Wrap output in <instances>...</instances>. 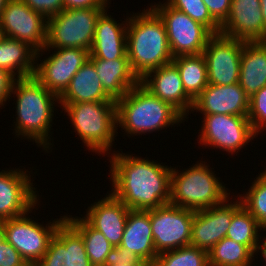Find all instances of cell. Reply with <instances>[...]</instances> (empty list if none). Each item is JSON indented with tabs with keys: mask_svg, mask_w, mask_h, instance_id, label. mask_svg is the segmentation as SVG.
I'll return each mask as SVG.
<instances>
[{
	"mask_svg": "<svg viewBox=\"0 0 266 266\" xmlns=\"http://www.w3.org/2000/svg\"><path fill=\"white\" fill-rule=\"evenodd\" d=\"M111 155L110 192L126 207L149 210L170 202L171 166L120 151Z\"/></svg>",
	"mask_w": 266,
	"mask_h": 266,
	"instance_id": "1",
	"label": "cell"
},
{
	"mask_svg": "<svg viewBox=\"0 0 266 266\" xmlns=\"http://www.w3.org/2000/svg\"><path fill=\"white\" fill-rule=\"evenodd\" d=\"M12 94H16L17 97L15 135L21 136V139L33 140L49 153L48 150H51L50 145H52L49 133L54 117V106L56 102L59 104V97L50 92L34 76L16 79Z\"/></svg>",
	"mask_w": 266,
	"mask_h": 266,
	"instance_id": "2",
	"label": "cell"
},
{
	"mask_svg": "<svg viewBox=\"0 0 266 266\" xmlns=\"http://www.w3.org/2000/svg\"><path fill=\"white\" fill-rule=\"evenodd\" d=\"M127 56L139 80L173 60L164 22L151 7L128 16Z\"/></svg>",
	"mask_w": 266,
	"mask_h": 266,
	"instance_id": "3",
	"label": "cell"
},
{
	"mask_svg": "<svg viewBox=\"0 0 266 266\" xmlns=\"http://www.w3.org/2000/svg\"><path fill=\"white\" fill-rule=\"evenodd\" d=\"M117 125L128 137L178 125L185 118L169 103L154 96L140 82L116 101Z\"/></svg>",
	"mask_w": 266,
	"mask_h": 266,
	"instance_id": "4",
	"label": "cell"
},
{
	"mask_svg": "<svg viewBox=\"0 0 266 266\" xmlns=\"http://www.w3.org/2000/svg\"><path fill=\"white\" fill-rule=\"evenodd\" d=\"M209 167L205 161H197L185 171L172 168L169 203L199 211L222 204L230 198L229 189L212 172L214 168Z\"/></svg>",
	"mask_w": 266,
	"mask_h": 266,
	"instance_id": "5",
	"label": "cell"
},
{
	"mask_svg": "<svg viewBox=\"0 0 266 266\" xmlns=\"http://www.w3.org/2000/svg\"><path fill=\"white\" fill-rule=\"evenodd\" d=\"M89 151L110 154L117 135L116 101L59 103ZM111 150V151H110ZM109 151V152H108ZM101 153V154H100Z\"/></svg>",
	"mask_w": 266,
	"mask_h": 266,
	"instance_id": "6",
	"label": "cell"
},
{
	"mask_svg": "<svg viewBox=\"0 0 266 266\" xmlns=\"http://www.w3.org/2000/svg\"><path fill=\"white\" fill-rule=\"evenodd\" d=\"M105 9H63L47 19L44 51L81 48L90 52L97 18ZM50 48V49H49Z\"/></svg>",
	"mask_w": 266,
	"mask_h": 266,
	"instance_id": "7",
	"label": "cell"
},
{
	"mask_svg": "<svg viewBox=\"0 0 266 266\" xmlns=\"http://www.w3.org/2000/svg\"><path fill=\"white\" fill-rule=\"evenodd\" d=\"M150 7L164 22L173 58L203 53L207 41L213 35L206 26L166 2L155 3Z\"/></svg>",
	"mask_w": 266,
	"mask_h": 266,
	"instance_id": "8",
	"label": "cell"
},
{
	"mask_svg": "<svg viewBox=\"0 0 266 266\" xmlns=\"http://www.w3.org/2000/svg\"><path fill=\"white\" fill-rule=\"evenodd\" d=\"M3 220L5 239L19 252L30 266H34L46 253L58 226L65 220L61 218L48 222L45 226L29 218V213Z\"/></svg>",
	"mask_w": 266,
	"mask_h": 266,
	"instance_id": "9",
	"label": "cell"
},
{
	"mask_svg": "<svg viewBox=\"0 0 266 266\" xmlns=\"http://www.w3.org/2000/svg\"><path fill=\"white\" fill-rule=\"evenodd\" d=\"M199 143L234 154L257 135L247 116L203 114ZM204 122V123H203ZM252 139V140H251Z\"/></svg>",
	"mask_w": 266,
	"mask_h": 266,
	"instance_id": "10",
	"label": "cell"
},
{
	"mask_svg": "<svg viewBox=\"0 0 266 266\" xmlns=\"http://www.w3.org/2000/svg\"><path fill=\"white\" fill-rule=\"evenodd\" d=\"M194 212L170 203L149 209L152 236L158 254L190 245Z\"/></svg>",
	"mask_w": 266,
	"mask_h": 266,
	"instance_id": "11",
	"label": "cell"
},
{
	"mask_svg": "<svg viewBox=\"0 0 266 266\" xmlns=\"http://www.w3.org/2000/svg\"><path fill=\"white\" fill-rule=\"evenodd\" d=\"M5 36L24 42L36 51V60L46 44L47 19L23 0H9L0 14ZM41 52V53H40Z\"/></svg>",
	"mask_w": 266,
	"mask_h": 266,
	"instance_id": "12",
	"label": "cell"
},
{
	"mask_svg": "<svg viewBox=\"0 0 266 266\" xmlns=\"http://www.w3.org/2000/svg\"><path fill=\"white\" fill-rule=\"evenodd\" d=\"M243 40L213 34L203 51L208 84L228 86L239 81Z\"/></svg>",
	"mask_w": 266,
	"mask_h": 266,
	"instance_id": "13",
	"label": "cell"
},
{
	"mask_svg": "<svg viewBox=\"0 0 266 266\" xmlns=\"http://www.w3.org/2000/svg\"><path fill=\"white\" fill-rule=\"evenodd\" d=\"M38 64L34 77L50 92L60 97L68 88L71 79L89 60V51L81 48H58ZM57 50V51H56Z\"/></svg>",
	"mask_w": 266,
	"mask_h": 266,
	"instance_id": "14",
	"label": "cell"
},
{
	"mask_svg": "<svg viewBox=\"0 0 266 266\" xmlns=\"http://www.w3.org/2000/svg\"><path fill=\"white\" fill-rule=\"evenodd\" d=\"M227 198L222 204L194 212L190 245L209 252L226 237L233 214L242 206L237 198L233 203Z\"/></svg>",
	"mask_w": 266,
	"mask_h": 266,
	"instance_id": "15",
	"label": "cell"
},
{
	"mask_svg": "<svg viewBox=\"0 0 266 266\" xmlns=\"http://www.w3.org/2000/svg\"><path fill=\"white\" fill-rule=\"evenodd\" d=\"M21 169L0 171V220L22 216L38 205L31 175Z\"/></svg>",
	"mask_w": 266,
	"mask_h": 266,
	"instance_id": "16",
	"label": "cell"
},
{
	"mask_svg": "<svg viewBox=\"0 0 266 266\" xmlns=\"http://www.w3.org/2000/svg\"><path fill=\"white\" fill-rule=\"evenodd\" d=\"M34 266H93L82 236L64 220L57 228L44 256Z\"/></svg>",
	"mask_w": 266,
	"mask_h": 266,
	"instance_id": "17",
	"label": "cell"
},
{
	"mask_svg": "<svg viewBox=\"0 0 266 266\" xmlns=\"http://www.w3.org/2000/svg\"><path fill=\"white\" fill-rule=\"evenodd\" d=\"M140 83L154 96L169 103L185 119L191 113L193 100L186 94L177 67L171 62L149 71Z\"/></svg>",
	"mask_w": 266,
	"mask_h": 266,
	"instance_id": "18",
	"label": "cell"
},
{
	"mask_svg": "<svg viewBox=\"0 0 266 266\" xmlns=\"http://www.w3.org/2000/svg\"><path fill=\"white\" fill-rule=\"evenodd\" d=\"M249 101L239 83L228 86L208 84L193 101L191 112L248 116Z\"/></svg>",
	"mask_w": 266,
	"mask_h": 266,
	"instance_id": "19",
	"label": "cell"
},
{
	"mask_svg": "<svg viewBox=\"0 0 266 266\" xmlns=\"http://www.w3.org/2000/svg\"><path fill=\"white\" fill-rule=\"evenodd\" d=\"M220 33L243 41H264L260 0H232L229 15L220 26Z\"/></svg>",
	"mask_w": 266,
	"mask_h": 266,
	"instance_id": "20",
	"label": "cell"
},
{
	"mask_svg": "<svg viewBox=\"0 0 266 266\" xmlns=\"http://www.w3.org/2000/svg\"><path fill=\"white\" fill-rule=\"evenodd\" d=\"M129 210L110 192L106 197L91 204L83 218L116 247L121 244Z\"/></svg>",
	"mask_w": 266,
	"mask_h": 266,
	"instance_id": "21",
	"label": "cell"
},
{
	"mask_svg": "<svg viewBox=\"0 0 266 266\" xmlns=\"http://www.w3.org/2000/svg\"><path fill=\"white\" fill-rule=\"evenodd\" d=\"M105 9L97 18L89 59L115 60L127 56V23H118ZM125 22V23H123Z\"/></svg>",
	"mask_w": 266,
	"mask_h": 266,
	"instance_id": "22",
	"label": "cell"
},
{
	"mask_svg": "<svg viewBox=\"0 0 266 266\" xmlns=\"http://www.w3.org/2000/svg\"><path fill=\"white\" fill-rule=\"evenodd\" d=\"M120 246L135 253L140 260L153 264L155 250L149 210H129Z\"/></svg>",
	"mask_w": 266,
	"mask_h": 266,
	"instance_id": "23",
	"label": "cell"
},
{
	"mask_svg": "<svg viewBox=\"0 0 266 266\" xmlns=\"http://www.w3.org/2000/svg\"><path fill=\"white\" fill-rule=\"evenodd\" d=\"M238 83L249 98L266 86V41H244Z\"/></svg>",
	"mask_w": 266,
	"mask_h": 266,
	"instance_id": "24",
	"label": "cell"
},
{
	"mask_svg": "<svg viewBox=\"0 0 266 266\" xmlns=\"http://www.w3.org/2000/svg\"><path fill=\"white\" fill-rule=\"evenodd\" d=\"M89 60L96 68L104 91L115 101L121 99L140 82L131 70L128 58Z\"/></svg>",
	"mask_w": 266,
	"mask_h": 266,
	"instance_id": "25",
	"label": "cell"
},
{
	"mask_svg": "<svg viewBox=\"0 0 266 266\" xmlns=\"http://www.w3.org/2000/svg\"><path fill=\"white\" fill-rule=\"evenodd\" d=\"M115 101L103 89L94 64L88 60L71 79L59 103Z\"/></svg>",
	"mask_w": 266,
	"mask_h": 266,
	"instance_id": "26",
	"label": "cell"
},
{
	"mask_svg": "<svg viewBox=\"0 0 266 266\" xmlns=\"http://www.w3.org/2000/svg\"><path fill=\"white\" fill-rule=\"evenodd\" d=\"M34 64L36 51L28 44L10 37L0 41V68L10 72L16 79L34 76Z\"/></svg>",
	"mask_w": 266,
	"mask_h": 266,
	"instance_id": "27",
	"label": "cell"
},
{
	"mask_svg": "<svg viewBox=\"0 0 266 266\" xmlns=\"http://www.w3.org/2000/svg\"><path fill=\"white\" fill-rule=\"evenodd\" d=\"M172 63L177 67L186 94L194 101L208 85L205 57L181 55L174 57Z\"/></svg>",
	"mask_w": 266,
	"mask_h": 266,
	"instance_id": "28",
	"label": "cell"
},
{
	"mask_svg": "<svg viewBox=\"0 0 266 266\" xmlns=\"http://www.w3.org/2000/svg\"><path fill=\"white\" fill-rule=\"evenodd\" d=\"M65 220L82 236L87 256L93 266H104L113 246L106 237L83 217L65 216Z\"/></svg>",
	"mask_w": 266,
	"mask_h": 266,
	"instance_id": "29",
	"label": "cell"
},
{
	"mask_svg": "<svg viewBox=\"0 0 266 266\" xmlns=\"http://www.w3.org/2000/svg\"><path fill=\"white\" fill-rule=\"evenodd\" d=\"M254 252L247 246L224 237L208 252L209 266H252Z\"/></svg>",
	"mask_w": 266,
	"mask_h": 266,
	"instance_id": "30",
	"label": "cell"
},
{
	"mask_svg": "<svg viewBox=\"0 0 266 266\" xmlns=\"http://www.w3.org/2000/svg\"><path fill=\"white\" fill-rule=\"evenodd\" d=\"M261 227L258 221L241 206L232 217L231 225L227 230L226 237L235 242L247 245L253 252L262 238L259 231Z\"/></svg>",
	"mask_w": 266,
	"mask_h": 266,
	"instance_id": "31",
	"label": "cell"
},
{
	"mask_svg": "<svg viewBox=\"0 0 266 266\" xmlns=\"http://www.w3.org/2000/svg\"><path fill=\"white\" fill-rule=\"evenodd\" d=\"M255 178L245 195H238V198L242 206L258 221L262 231H266V170Z\"/></svg>",
	"mask_w": 266,
	"mask_h": 266,
	"instance_id": "32",
	"label": "cell"
},
{
	"mask_svg": "<svg viewBox=\"0 0 266 266\" xmlns=\"http://www.w3.org/2000/svg\"><path fill=\"white\" fill-rule=\"evenodd\" d=\"M152 266H209L208 252L189 245L159 253Z\"/></svg>",
	"mask_w": 266,
	"mask_h": 266,
	"instance_id": "33",
	"label": "cell"
},
{
	"mask_svg": "<svg viewBox=\"0 0 266 266\" xmlns=\"http://www.w3.org/2000/svg\"><path fill=\"white\" fill-rule=\"evenodd\" d=\"M166 3L200 22L213 34L220 33V25L212 18L203 0H167Z\"/></svg>",
	"mask_w": 266,
	"mask_h": 266,
	"instance_id": "34",
	"label": "cell"
},
{
	"mask_svg": "<svg viewBox=\"0 0 266 266\" xmlns=\"http://www.w3.org/2000/svg\"><path fill=\"white\" fill-rule=\"evenodd\" d=\"M247 117L257 136L262 131L266 130V86L261 88L250 98Z\"/></svg>",
	"mask_w": 266,
	"mask_h": 266,
	"instance_id": "35",
	"label": "cell"
},
{
	"mask_svg": "<svg viewBox=\"0 0 266 266\" xmlns=\"http://www.w3.org/2000/svg\"><path fill=\"white\" fill-rule=\"evenodd\" d=\"M32 10L42 14L46 19L63 10V0H23Z\"/></svg>",
	"mask_w": 266,
	"mask_h": 266,
	"instance_id": "36",
	"label": "cell"
},
{
	"mask_svg": "<svg viewBox=\"0 0 266 266\" xmlns=\"http://www.w3.org/2000/svg\"><path fill=\"white\" fill-rule=\"evenodd\" d=\"M0 266H30L19 252L5 239L0 243Z\"/></svg>",
	"mask_w": 266,
	"mask_h": 266,
	"instance_id": "37",
	"label": "cell"
},
{
	"mask_svg": "<svg viewBox=\"0 0 266 266\" xmlns=\"http://www.w3.org/2000/svg\"><path fill=\"white\" fill-rule=\"evenodd\" d=\"M136 262H146L140 260L135 253L130 250L118 245L113 247L108 253L104 265H114V264H131Z\"/></svg>",
	"mask_w": 266,
	"mask_h": 266,
	"instance_id": "38",
	"label": "cell"
},
{
	"mask_svg": "<svg viewBox=\"0 0 266 266\" xmlns=\"http://www.w3.org/2000/svg\"><path fill=\"white\" fill-rule=\"evenodd\" d=\"M212 18L221 26L227 19L232 0H203Z\"/></svg>",
	"mask_w": 266,
	"mask_h": 266,
	"instance_id": "39",
	"label": "cell"
},
{
	"mask_svg": "<svg viewBox=\"0 0 266 266\" xmlns=\"http://www.w3.org/2000/svg\"><path fill=\"white\" fill-rule=\"evenodd\" d=\"M15 80L10 72L0 68V107L9 101Z\"/></svg>",
	"mask_w": 266,
	"mask_h": 266,
	"instance_id": "40",
	"label": "cell"
},
{
	"mask_svg": "<svg viewBox=\"0 0 266 266\" xmlns=\"http://www.w3.org/2000/svg\"><path fill=\"white\" fill-rule=\"evenodd\" d=\"M109 3L108 0H63V9H106Z\"/></svg>",
	"mask_w": 266,
	"mask_h": 266,
	"instance_id": "41",
	"label": "cell"
},
{
	"mask_svg": "<svg viewBox=\"0 0 266 266\" xmlns=\"http://www.w3.org/2000/svg\"><path fill=\"white\" fill-rule=\"evenodd\" d=\"M263 241V242H262ZM261 242V244H260ZM260 242L258 243V245L256 246L255 250H254V254L256 255L258 252H261V257H263L264 263H266V237H264L262 240L260 238ZM266 266V264H265Z\"/></svg>",
	"mask_w": 266,
	"mask_h": 266,
	"instance_id": "42",
	"label": "cell"
},
{
	"mask_svg": "<svg viewBox=\"0 0 266 266\" xmlns=\"http://www.w3.org/2000/svg\"><path fill=\"white\" fill-rule=\"evenodd\" d=\"M262 16L264 20V41H266V0H260Z\"/></svg>",
	"mask_w": 266,
	"mask_h": 266,
	"instance_id": "43",
	"label": "cell"
},
{
	"mask_svg": "<svg viewBox=\"0 0 266 266\" xmlns=\"http://www.w3.org/2000/svg\"><path fill=\"white\" fill-rule=\"evenodd\" d=\"M104 266H152L148 262H136L131 264H114V265H104Z\"/></svg>",
	"mask_w": 266,
	"mask_h": 266,
	"instance_id": "44",
	"label": "cell"
},
{
	"mask_svg": "<svg viewBox=\"0 0 266 266\" xmlns=\"http://www.w3.org/2000/svg\"><path fill=\"white\" fill-rule=\"evenodd\" d=\"M5 240V231L3 227V221L0 220V243Z\"/></svg>",
	"mask_w": 266,
	"mask_h": 266,
	"instance_id": "45",
	"label": "cell"
},
{
	"mask_svg": "<svg viewBox=\"0 0 266 266\" xmlns=\"http://www.w3.org/2000/svg\"><path fill=\"white\" fill-rule=\"evenodd\" d=\"M9 0H0V14L2 10L6 7Z\"/></svg>",
	"mask_w": 266,
	"mask_h": 266,
	"instance_id": "46",
	"label": "cell"
},
{
	"mask_svg": "<svg viewBox=\"0 0 266 266\" xmlns=\"http://www.w3.org/2000/svg\"><path fill=\"white\" fill-rule=\"evenodd\" d=\"M5 37L6 36H5L4 30L0 24V41H2Z\"/></svg>",
	"mask_w": 266,
	"mask_h": 266,
	"instance_id": "47",
	"label": "cell"
}]
</instances>
